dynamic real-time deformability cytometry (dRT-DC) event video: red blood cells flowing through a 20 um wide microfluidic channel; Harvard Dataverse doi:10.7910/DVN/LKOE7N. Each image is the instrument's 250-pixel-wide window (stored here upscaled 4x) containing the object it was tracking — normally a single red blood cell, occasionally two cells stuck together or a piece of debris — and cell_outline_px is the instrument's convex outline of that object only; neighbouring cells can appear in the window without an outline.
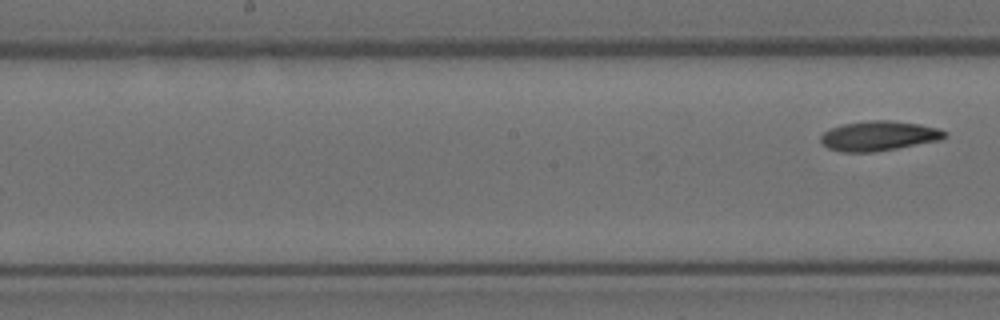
{"species": "Egyptian fruit bat (a non-hibernating species)", "species_latin": "Rousettus aegyptiacus", "temperature_condition": "room temperature", "stored_images_in_passage": 6, "camera_frame_rate_fps": 3000, "um_per_image_px": 0.085, "animal": {"sex": "female"}, "frame": {"image": 1, "passage_image": 6, "time_ms": 5.667, "image_size_px": [1000, 320], "cell_outline_px": [[948, 136], [940, 140], [876, 152], [840, 152], [828, 148], [820, 140], [820, 136], [824, 132], [832, 128], [844, 124], [872, 120], [888, 120], [920, 124], [940, 128], [948, 132]], "centroid_in_image_um": [74.74, 11.55], "position_along_channel_um": 173.5, "area_um2": 21.56}}